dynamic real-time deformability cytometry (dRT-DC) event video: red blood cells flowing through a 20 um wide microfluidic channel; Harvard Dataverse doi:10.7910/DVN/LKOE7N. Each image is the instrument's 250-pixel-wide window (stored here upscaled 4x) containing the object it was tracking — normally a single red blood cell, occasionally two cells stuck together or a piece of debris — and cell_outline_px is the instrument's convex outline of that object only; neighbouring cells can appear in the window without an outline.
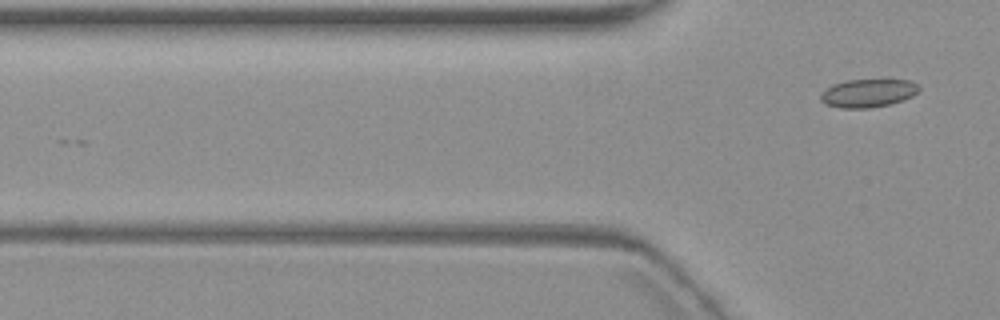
{"species": "common noctule bat (a hibernating species)", "species_latin": "Nyctalus noctula", "temperature_condition": "warm", "stored_images_in_passage": 6, "segment_of_instrument_passage": [2, 2], "camera_frame_rate_fps": 3000, "um_per_image_px": 0.085, "animal": {"sex": "female", "body_mass_g": 19.3, "forearm_length_mm": 54.1}, "frame": {"image": 1, "passage_image": 6, "time_ms": 7.333, "image_size_px": [1000, 320], "cell_outline_px": [[920, 88], [912, 96], [888, 104], [868, 108], [844, 108], [824, 104], [820, 100], [820, 96], [832, 84], [844, 80], [908, 80], [916, 84]], "centroid_in_image_um": [73.74, 7.91], "position_along_channel_um": 52.1, "area_um2": 15.84}}